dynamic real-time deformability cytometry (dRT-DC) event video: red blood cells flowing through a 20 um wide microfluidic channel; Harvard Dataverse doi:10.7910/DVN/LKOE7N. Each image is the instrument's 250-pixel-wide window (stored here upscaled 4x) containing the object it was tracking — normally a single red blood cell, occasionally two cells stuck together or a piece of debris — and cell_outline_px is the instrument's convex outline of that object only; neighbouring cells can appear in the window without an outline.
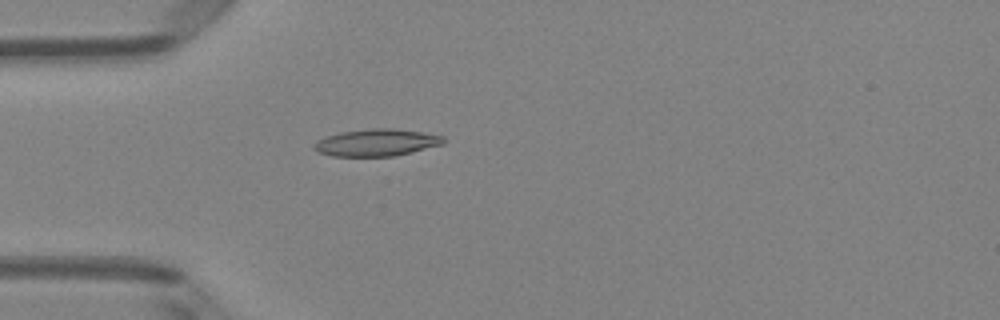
{"species": "Egyptian fruit bat (a non-hibernating species)", "species_latin": "Rousettus aegyptiacus", "temperature_condition": "room temperature", "stored_images_in_passage": 4, "camera_frame_rate_fps": 3000, "um_per_image_px": 0.085, "animal": {"sex": "female"}, "frame": {"image": 1, "passage_image": 2, "time_ms": 0.333, "image_size_px": [1000, 320], "cell_outline_px": [[444, 144], [412, 152], [392, 156], [332, 156], [316, 152], [312, 148], [312, 144], [316, 140], [340, 132], [372, 128], [392, 128], [420, 132], [444, 136]], "centroid_in_image_um": [31.96, 12.12], "position_along_channel_um": 53.0, "area_um2": 20.46}}